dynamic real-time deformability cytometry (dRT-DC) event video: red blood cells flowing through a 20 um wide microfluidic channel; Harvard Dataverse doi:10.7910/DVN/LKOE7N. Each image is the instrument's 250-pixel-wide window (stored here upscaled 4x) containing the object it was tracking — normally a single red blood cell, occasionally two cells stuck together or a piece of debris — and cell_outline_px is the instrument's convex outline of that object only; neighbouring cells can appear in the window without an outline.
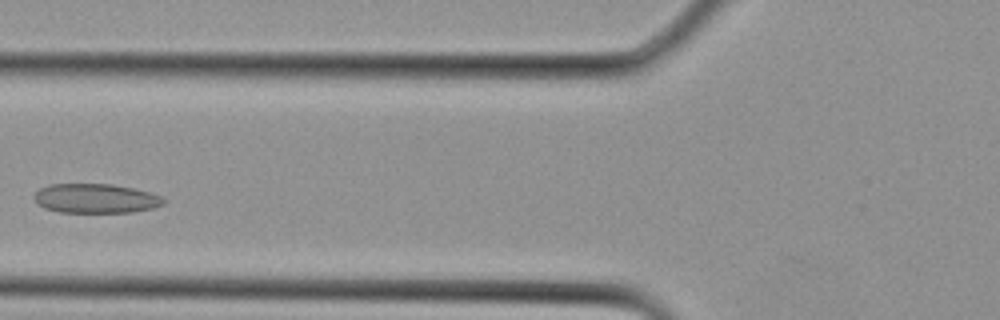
{"species": "Egyptian fruit bat (a non-hibernating species)", "species_latin": "Rousettus aegyptiacus", "temperature_condition": "cold", "stored_images_in_passage": 9, "camera_frame_rate_fps": 3000, "um_per_image_px": 0.085, "animal": {"sex": "female"}, "frame": {"image": 1, "passage_image": 8, "time_ms": 2.333, "image_size_px": [1000, 320], "cell_outline_px": [[164, 204], [152, 208], [132, 212], [60, 212], [44, 208], [36, 204], [36, 192], [40, 188], [48, 184], [112, 184], [132, 188], [148, 192], [160, 196], [164, 200]], "centroid_in_image_um": [8.11, 16.87], "position_along_channel_um": 117.7, "area_um2": 21.96}}